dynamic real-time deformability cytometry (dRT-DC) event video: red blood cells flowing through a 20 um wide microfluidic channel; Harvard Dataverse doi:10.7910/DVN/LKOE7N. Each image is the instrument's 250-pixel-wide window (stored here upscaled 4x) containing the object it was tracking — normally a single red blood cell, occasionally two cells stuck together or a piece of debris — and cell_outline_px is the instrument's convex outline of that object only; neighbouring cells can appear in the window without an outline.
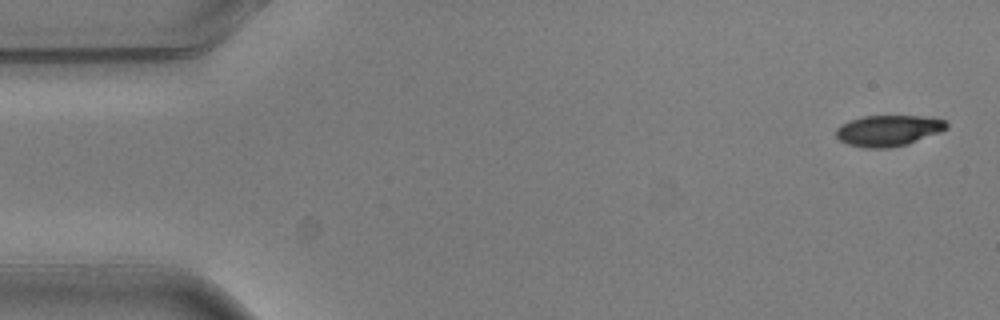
{"species": "common noctule bat (a hibernating species)", "species_latin": "Nyctalus noctula", "temperature_condition": "warm", "stored_images_in_passage": 5, "camera_frame_rate_fps": 3000, "um_per_image_px": 0.085, "animal": {"sex": "male", "body_mass_g": 20.5, "forearm_length_mm": 52.5}, "frame": {"image": 1, "passage_image": 1, "time_ms": 0.0, "image_size_px": [1000, 320], "cell_outline_px": [[948, 128], [940, 132], [908, 144], [888, 148], [864, 148], [848, 144], [840, 140], [836, 136], [836, 128], [840, 124], [848, 120], [864, 116], [932, 116], [948, 120]], "centroid_in_image_um": [75.54, 11.09], "position_along_channel_um": 9.5, "area_um2": 20.29}}
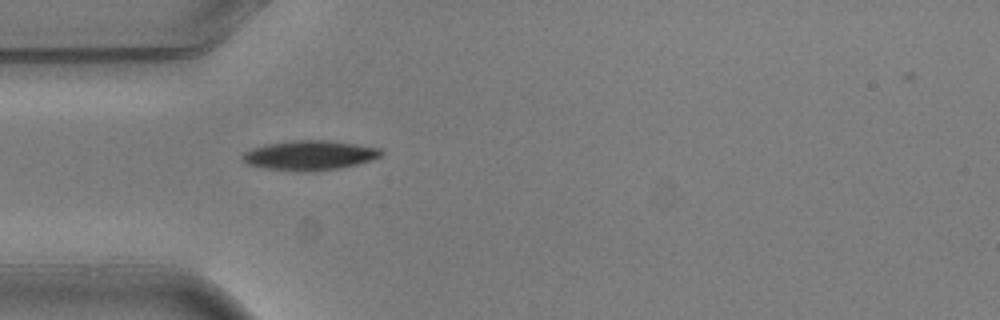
{"frame": {"image": 2, "passage_image": 5, "time_ms": 1.333, "image_size_px": [1000, 320], "cell_outline_px": [[384, 156], [360, 164], [340, 168], [264, 168], [248, 164], [240, 156], [244, 152], [252, 148], [264, 144], [292, 140], [324, 140], [356, 144], [380, 148], [384, 152]], "centroid_in_image_um": [26.38, 13.14], "position_along_channel_um": 58.6, "area_um2": 23.06}}